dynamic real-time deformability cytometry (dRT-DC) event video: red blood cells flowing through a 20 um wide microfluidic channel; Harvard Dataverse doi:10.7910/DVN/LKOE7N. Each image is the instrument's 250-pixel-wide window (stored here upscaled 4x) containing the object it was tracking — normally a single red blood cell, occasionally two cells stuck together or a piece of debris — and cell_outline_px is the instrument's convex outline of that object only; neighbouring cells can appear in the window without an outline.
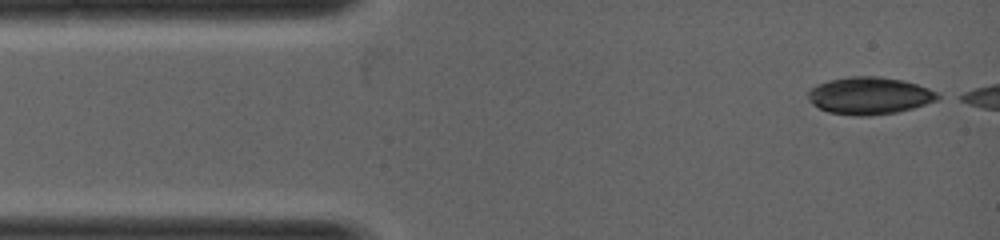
{"species": "common noctule bat (a hibernating species)", "species_latin": "Nyctalus noctula", "temperature_condition": "warm", "stored_images_in_passage": 3, "camera_frame_rate_fps": 5000, "um_per_image_px": 0.085, "animal": {"sex": "female", "body_mass_g": 19.0, "forearm_length_mm": 53.3}, "frame": {"image": 1, "passage_image": 1, "time_ms": 0.0, "image_size_px": [1000, 240], "cell_outline_px": [[948, 96], [940, 100], [912, 108], [896, 112], [868, 116], [852, 116], [828, 112], [812, 104], [808, 100], [808, 92], [816, 84], [828, 80], [848, 76], [880, 76], [904, 80], [940, 92]], "centroid_in_image_um": [73.96, 8.13], "position_along_channel_um": 11.0, "area_um2": 28.73}}